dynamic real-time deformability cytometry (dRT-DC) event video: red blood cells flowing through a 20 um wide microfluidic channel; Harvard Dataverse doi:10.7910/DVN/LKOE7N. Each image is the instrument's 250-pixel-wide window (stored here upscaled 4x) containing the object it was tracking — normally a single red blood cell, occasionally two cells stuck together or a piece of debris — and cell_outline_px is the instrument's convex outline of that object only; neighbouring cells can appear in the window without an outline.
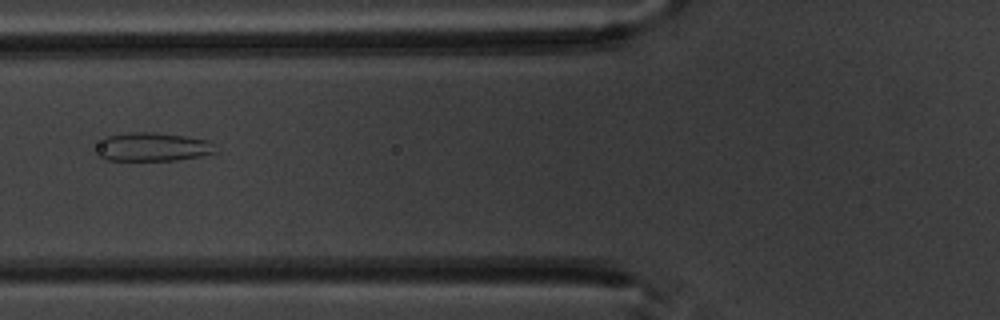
{"species": "common noctule bat (a hibernating species)", "species_latin": "Nyctalus noctula", "temperature_condition": "warm", "stored_images_in_passage": 6, "camera_frame_rate_fps": 3000, "um_per_image_px": 0.085, "animal": {"sex": "male", "body_mass_g": 20.1, "forearm_length_mm": 53.5}, "frame": {"image": 1, "passage_image": 6, "time_ms": 6.0, "image_size_px": [1000, 320], "cell_outline_px": [[216, 152], [200, 156], [176, 160], [104, 160], [96, 156], [92, 152], [104, 136], [128, 132], [152, 132], [184, 136], [208, 140]], "centroid_in_image_um": [12.83, 12.49], "position_along_channel_um": 113.0, "area_um2": 20.06}}